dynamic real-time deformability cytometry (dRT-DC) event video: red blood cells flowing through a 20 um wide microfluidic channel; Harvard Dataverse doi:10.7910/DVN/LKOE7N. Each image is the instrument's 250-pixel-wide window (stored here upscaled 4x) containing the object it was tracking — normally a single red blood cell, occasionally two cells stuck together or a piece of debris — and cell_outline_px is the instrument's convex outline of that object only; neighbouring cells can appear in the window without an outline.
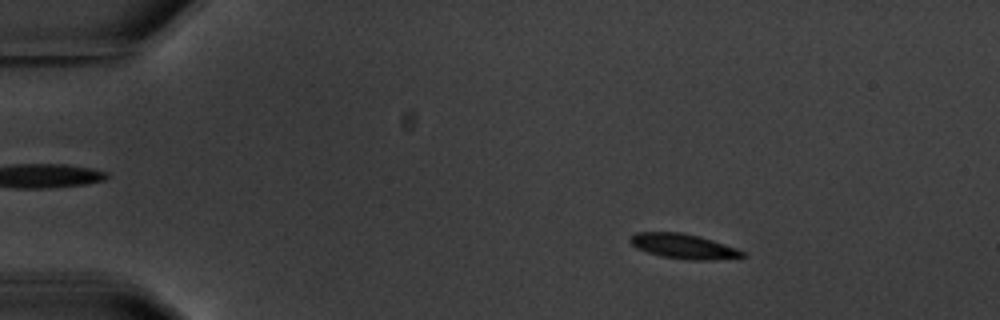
{"species": "common noctule bat (a hibernating species)", "species_latin": "Nyctalus noctula", "temperature_condition": "warm", "stored_images_in_passage": 4, "camera_frame_rate_fps": 3000, "um_per_image_px": 0.085, "animal": {"sex": "male", "body_mass_g": 20.1, "forearm_length_mm": 53.5}, "frame": {"image": 1, "passage_image": 3, "time_ms": 2.333, "image_size_px": [1000, 320], "cell_outline_px": [[748, 256], [712, 260], [684, 260], [660, 256], [636, 248], [628, 240], [636, 232], [680, 232], [700, 236], [736, 248], [744, 252]], "centroid_in_image_um": [58.09, 20.94], "position_along_channel_um": 26.9, "area_um2": 16.3}}